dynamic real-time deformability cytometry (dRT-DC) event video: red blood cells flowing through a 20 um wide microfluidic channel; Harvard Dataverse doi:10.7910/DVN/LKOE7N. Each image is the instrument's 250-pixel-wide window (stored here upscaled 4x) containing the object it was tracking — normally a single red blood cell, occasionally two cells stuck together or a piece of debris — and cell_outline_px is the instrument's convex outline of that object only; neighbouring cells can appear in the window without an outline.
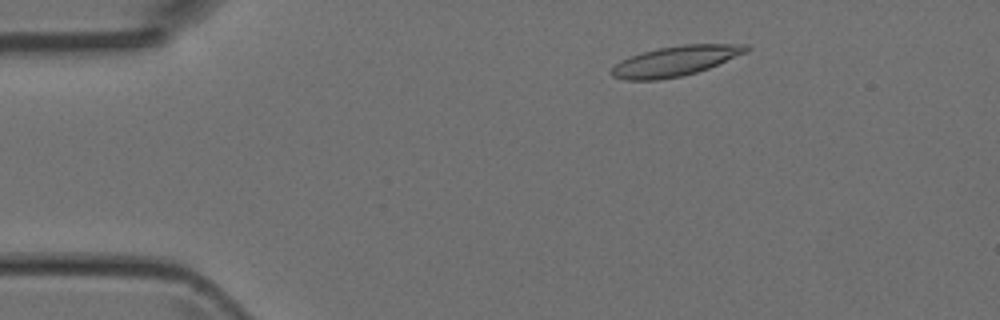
{"species": "Egyptian fruit bat (a non-hibernating species)", "species_latin": "Rousettus aegyptiacus", "temperature_condition": "room temperature", "stored_images_in_passage": 46, "camera_frame_rate_fps": 3000, "um_per_image_px": 0.085, "animal": {"sex": "female"}, "frame": {"image": 1, "passage_image": 6, "time_ms": 1.667, "image_size_px": [1000, 320], "cell_outline_px": [[752, 48], [748, 52], [708, 68], [696, 72], [680, 76], [656, 80], [624, 80], [612, 76], [608, 72], [620, 60], [644, 52], [660, 48], [684, 44], [748, 44]], "centroid_in_image_um": [57.43, 5.18], "position_along_channel_um": 27.6, "area_um2": 23.47}}
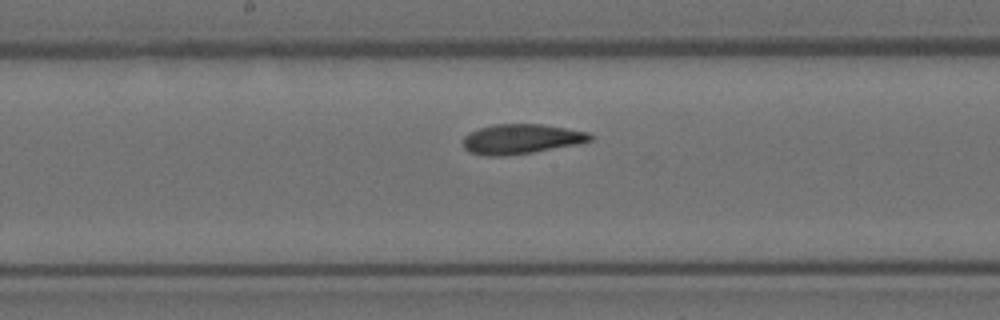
{"frame": {"image": 2, "passage_image": 23, "time_ms": 7.333, "image_size_px": [1000, 320], "cell_outline_px": [[592, 140], [580, 144], [532, 152], [504, 156], [484, 156], [468, 152], [464, 148], [464, 136], [468, 132], [492, 124], [540, 124], [588, 132], [592, 136]], "centroid_in_image_um": [44.27, 11.82], "position_along_channel_um": 203.9, "area_um2": 22.14}}
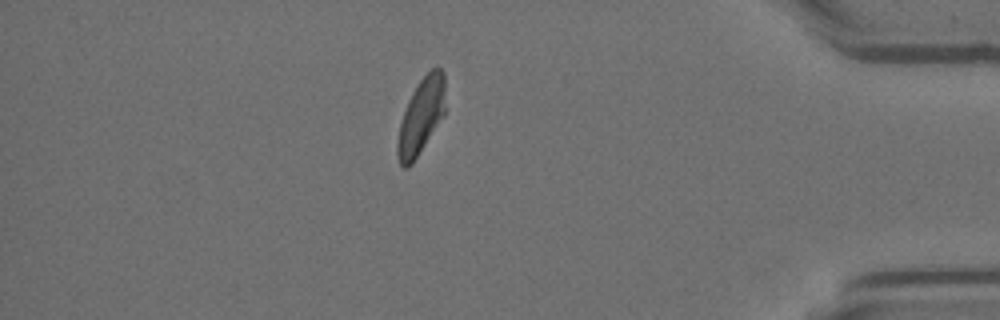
{"frame": {"image": 3, "passage_image": 40, "time_ms": 13.0, "image_size_px": [1000, 320], "cell_outline_px": [[444, 116], [412, 164], [408, 168], [404, 168], [400, 164], [396, 156], [396, 144], [400, 124], [408, 100], [412, 92], [420, 80], [432, 68], [440, 68], [444, 72]], "centroid_in_image_um": [35.78, 9.92], "position_along_channel_um": 399.4, "area_um2": 20.98}}